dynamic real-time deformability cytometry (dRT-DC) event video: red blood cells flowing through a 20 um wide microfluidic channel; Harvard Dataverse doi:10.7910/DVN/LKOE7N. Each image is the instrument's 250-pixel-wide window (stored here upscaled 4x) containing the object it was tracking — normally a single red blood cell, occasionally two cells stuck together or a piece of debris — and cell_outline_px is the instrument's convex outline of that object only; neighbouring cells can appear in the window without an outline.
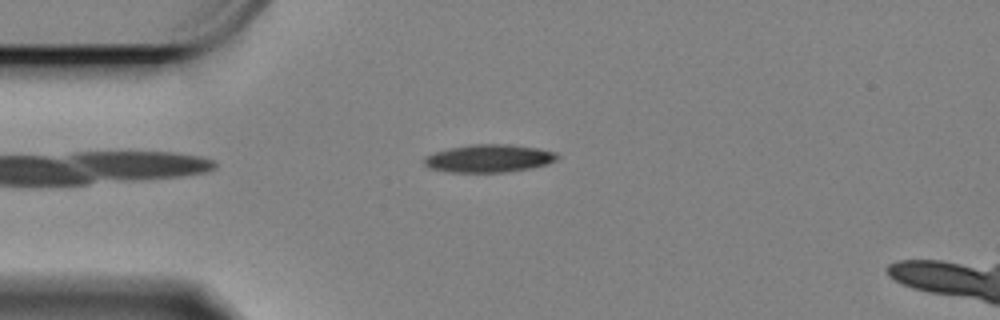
{"species": "Egyptian fruit bat (a non-hibernating species)", "species_latin": "Rousettus aegyptiacus", "temperature_condition": "cold", "stored_images_in_passage": 8, "camera_frame_rate_fps": 3000, "um_per_image_px": 0.085, "animal": {"sex": "female"}, "frame": {"image": 1, "passage_image": 1, "time_ms": 0.0, "image_size_px": [1000, 320], "cell_outline_px": [[560, 156], [556, 160], [548, 164], [532, 168], [504, 172], [448, 172], [428, 168], [424, 164], [424, 156], [448, 148], [468, 144], [508, 144], [540, 148], [556, 152]], "centroid_in_image_um": [41.57, 13.46], "position_along_channel_um": 43.4, "area_um2": 21.85}}
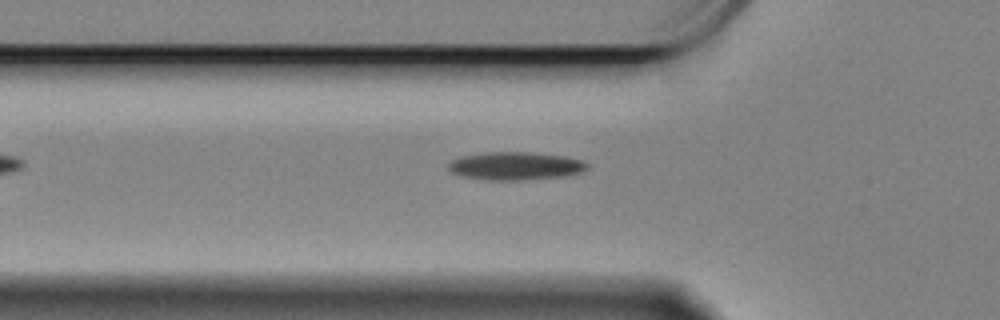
{"frame": {"image": 2, "passage_image": 6, "time_ms": 1.667, "image_size_px": [1000, 320], "cell_outline_px": [[588, 168], [580, 172], [560, 176], [516, 180], [492, 180], [464, 176], [452, 172], [448, 168], [448, 164], [452, 160], [460, 156], [484, 152], [528, 152], [564, 156], [580, 160], [588, 164]], "centroid_in_image_um": [43.77, 14.09], "position_along_channel_um": 82.0, "area_um2": 22.25}}